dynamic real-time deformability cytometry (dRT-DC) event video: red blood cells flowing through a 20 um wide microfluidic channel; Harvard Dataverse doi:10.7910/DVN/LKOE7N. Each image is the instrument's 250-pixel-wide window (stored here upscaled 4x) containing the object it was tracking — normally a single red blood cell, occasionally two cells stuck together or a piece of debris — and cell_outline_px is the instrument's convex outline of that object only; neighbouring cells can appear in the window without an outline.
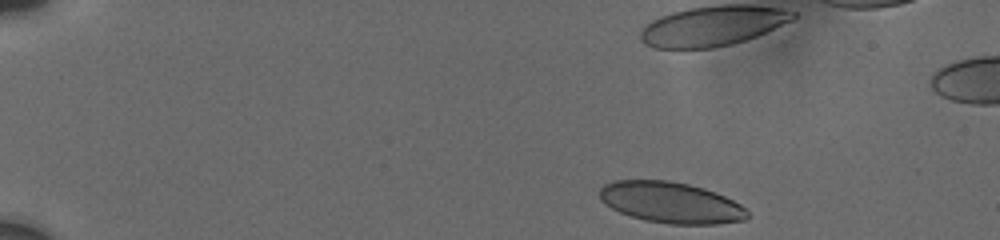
{"species": "human", "species_latin": "Homo sapiens", "temperature_condition": "cold", "stored_images_in_passage": 39, "camera_frame_rate_fps": 3000, "um_per_image_px": 0.085, "donor": {"sex": "male"}, "frame": {"image": 1, "passage_image": 1, "time_ms": 0.0, "image_size_px": [1000, 240], "cell_outline_px": [[748, 216], [744, 220], [716, 224], [668, 224], [644, 220], [620, 212], [604, 204], [600, 200], [600, 188], [604, 184], [616, 180], [668, 180], [688, 184], [704, 188], [716, 192], [740, 204], [748, 212]], "centroid_in_image_um": [57.0, 17.21], "position_along_channel_um": 28.0, "area_um2": 35.32}, "authors_computed_cell_mechanics": {"area_um2": 37.2232, "velocity_mm_per_s": 3.7427, "shape_relaxation_time_tau1_ms": 7.3959, "shape_relaxation_time_tau2_ms": null, "deformation_change_tau1": 0.176, "deformation_change_tau2": null}}